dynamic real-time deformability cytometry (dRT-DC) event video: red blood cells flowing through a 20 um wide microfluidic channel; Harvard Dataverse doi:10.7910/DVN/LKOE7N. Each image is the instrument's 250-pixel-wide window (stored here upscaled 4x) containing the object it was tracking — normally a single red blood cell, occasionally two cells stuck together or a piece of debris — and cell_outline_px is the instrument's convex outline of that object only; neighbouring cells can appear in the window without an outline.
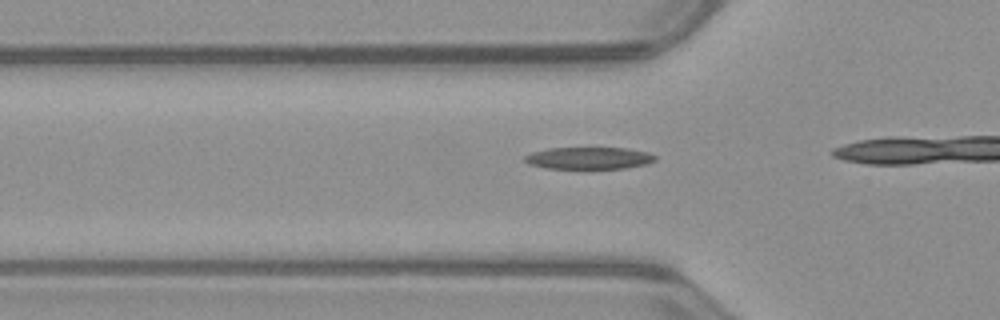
{"species": "common noctule bat (a hibernating species)", "species_latin": "Nyctalus noctula", "temperature_condition": "warm", "stored_images_in_passage": 17, "camera_frame_rate_fps": 3000, "um_per_image_px": 0.085, "animal": {"sex": "male", "body_mass_g": 23.1, "forearm_length_mm": 52.7}, "frame": {"image": 1, "passage_image": 13, "time_ms": 4.0, "image_size_px": [1000, 320], "cell_outline_px": [[656, 160], [648, 164], [624, 168], [548, 168], [528, 164], [524, 160], [524, 156], [532, 152], [548, 148], [628, 148], [648, 152], [656, 156]], "centroid_in_image_um": [50.08, 13.43], "position_along_channel_um": 75.7, "area_um2": 16.7}}
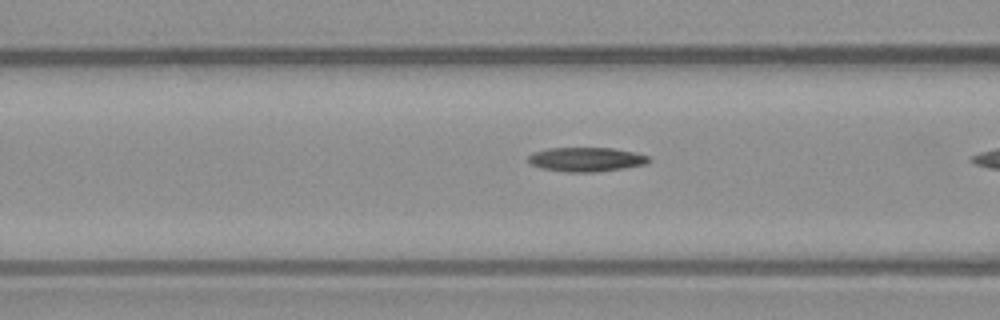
{"frame": {"image": 2, "passage_image": 16, "time_ms": 5.0, "image_size_px": [1000, 320], "cell_outline_px": [[652, 160], [648, 164], [624, 168], [596, 172], [568, 172], [540, 168], [532, 164], [528, 160], [528, 156], [532, 152], [548, 148], [612, 148], [636, 152], [648, 156]], "centroid_in_image_um": [49.86, 13.55], "position_along_channel_um": 116.7, "area_um2": 17.17}}